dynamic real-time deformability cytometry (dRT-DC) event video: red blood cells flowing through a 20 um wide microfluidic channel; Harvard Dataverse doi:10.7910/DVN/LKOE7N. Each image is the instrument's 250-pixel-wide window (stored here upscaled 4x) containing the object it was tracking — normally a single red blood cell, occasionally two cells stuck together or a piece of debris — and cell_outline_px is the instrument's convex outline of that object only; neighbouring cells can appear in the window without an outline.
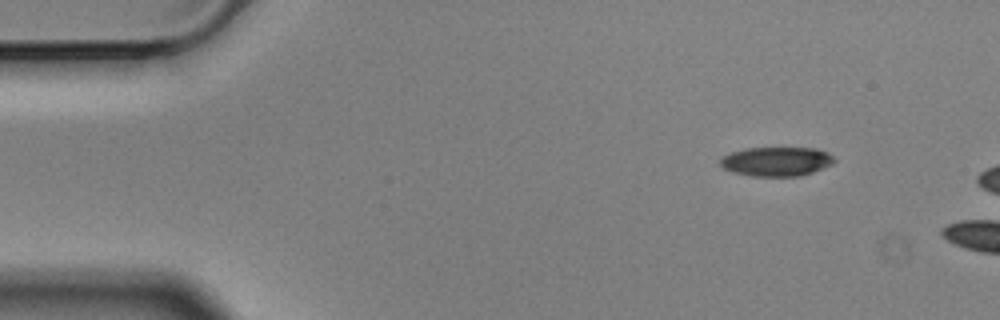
{"species": "Egyptian fruit bat (a non-hibernating species)", "species_latin": "Rousettus aegyptiacus", "temperature_condition": "cold", "stored_images_in_passage": 3, "camera_frame_rate_fps": 3000, "um_per_image_px": 0.085, "animal": {"sex": "male"}, "frame": {"image": 1, "passage_image": 1, "time_ms": 0.0, "image_size_px": [1000, 320], "cell_outline_px": [[836, 160], [832, 164], [812, 172], [800, 176], [752, 176], [736, 172], [724, 168], [720, 164], [720, 160], [724, 156], [732, 152], [744, 148], [816, 148], [828, 152]], "centroid_in_image_um": [66.03, 13.72], "position_along_channel_um": 19.0, "area_um2": 19.25}}